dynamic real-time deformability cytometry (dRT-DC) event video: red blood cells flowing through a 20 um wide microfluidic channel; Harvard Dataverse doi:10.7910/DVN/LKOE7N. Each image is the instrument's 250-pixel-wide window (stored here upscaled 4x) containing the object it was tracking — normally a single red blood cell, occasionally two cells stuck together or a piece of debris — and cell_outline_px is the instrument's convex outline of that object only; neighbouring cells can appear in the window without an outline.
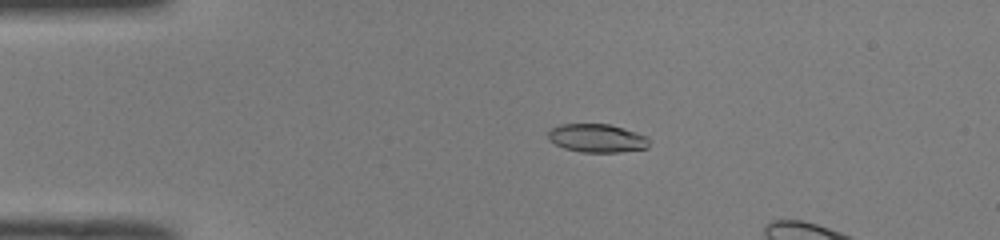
{"species": "common noctule bat (a hibernating species)", "species_latin": "Nyctalus noctula", "temperature_condition": "room temperature", "stored_images_in_passage": 7, "camera_frame_rate_fps": 3000, "um_per_image_px": 0.085, "animal": {"sex": "male", "body_mass_g": 19.0, "forearm_length_mm": 50.8}, "frame": {"image": 1, "passage_image": 2, "time_ms": 0.333, "image_size_px": [1000, 240], "cell_outline_px": [[648, 148], [620, 152], [580, 152], [564, 148], [548, 140], [548, 132], [552, 128], [560, 124], [608, 124], [624, 128], [648, 136]], "centroid_in_image_um": [50.75, 11.74], "position_along_channel_um": 34.3, "area_um2": 16.76}}